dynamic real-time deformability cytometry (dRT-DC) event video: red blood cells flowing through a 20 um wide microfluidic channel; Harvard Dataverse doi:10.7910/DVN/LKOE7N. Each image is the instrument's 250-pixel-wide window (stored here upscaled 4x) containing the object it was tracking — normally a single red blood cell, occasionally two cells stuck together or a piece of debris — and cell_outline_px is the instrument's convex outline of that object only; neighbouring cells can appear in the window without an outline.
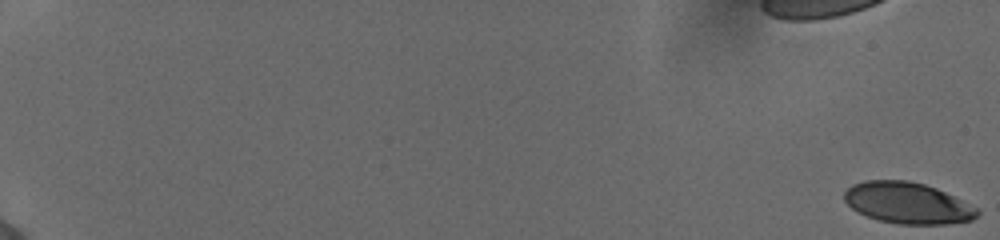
{"species": "human", "species_latin": "Homo sapiens", "temperature_condition": "cold", "stored_images_in_passage": 57, "camera_frame_rate_fps": 3000, "um_per_image_px": 0.085, "donor": {"sex": "female"}, "frame": {"image": 1, "passage_image": 1, "time_ms": 0.0, "image_size_px": [1000, 240], "cell_outline_px": [[980, 212], [972, 220], [948, 224], [896, 224], [880, 220], [868, 216], [852, 208], [844, 200], [844, 192], [852, 184], [864, 180], [908, 180], [924, 184], [936, 188], [980, 208]], "centroid_in_image_um": [77.17, 17.25], "position_along_channel_um": 7.8, "area_um2": 32.02}}
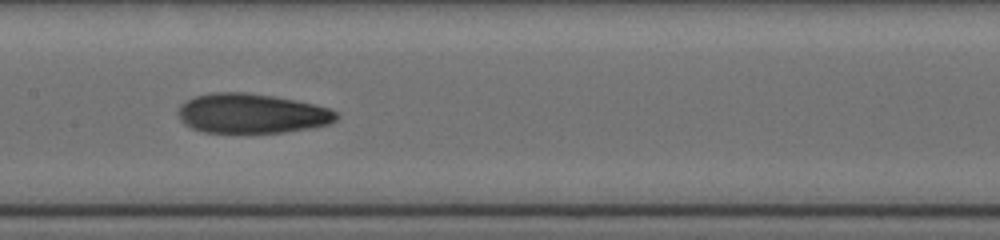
{"frame": {"image": 2, "passage_image": 33, "time_ms": 10.667, "image_size_px": [1000, 240], "cell_outline_px": [[340, 116], [336, 120], [328, 124], [312, 128], [284, 132], [204, 132], [192, 128], [184, 124], [180, 120], [176, 112], [180, 104], [196, 96], [212, 92], [244, 92], [272, 96], [296, 100], [328, 108], [336, 112]], "centroid_in_image_um": [21.37, 9.64], "position_along_channel_um": 186.0, "area_um2": 36.53}}
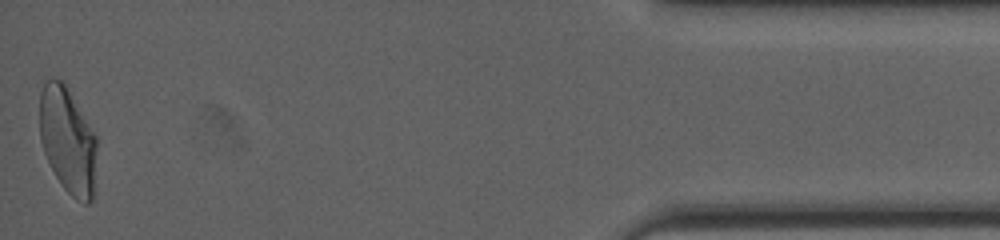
{"frame": {"image": 3, "passage_image": 57, "time_ms": 18.667, "image_size_px": [1000, 240], "cell_outline_px": [[96, 192], [92, 200], [88, 204], [84, 204], [76, 200], [64, 188], [56, 176], [44, 152], [40, 140], [40, 92], [44, 84], [52, 76], [60, 80], [64, 84], [96, 136]], "centroid_in_image_um": [5.78, 12.01], "position_along_channel_um": 429.4, "area_um2": 35.37}, "authors_computed_cell_mechanics": {"area_um2": 35.3736, "velocity_mm_per_s": 3.8851, "shape_relaxation_time_tau1_ms": 8.1457, "shape_relaxation_time_tau2_ms": 2.3483, "deformation_change_tau1": 0.2357, "deformation_change_tau2": 0.1}}